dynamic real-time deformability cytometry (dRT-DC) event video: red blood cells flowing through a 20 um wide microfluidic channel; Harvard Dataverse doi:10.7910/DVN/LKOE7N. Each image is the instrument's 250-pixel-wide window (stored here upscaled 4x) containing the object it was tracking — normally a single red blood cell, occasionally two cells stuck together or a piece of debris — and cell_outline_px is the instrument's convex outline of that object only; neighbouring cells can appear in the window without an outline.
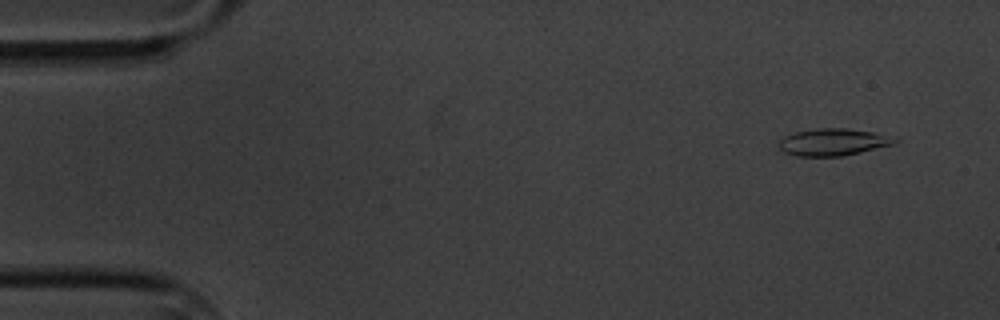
{"species": "common noctule bat (a hibernating species)", "species_latin": "Nyctalus noctula", "temperature_condition": "cold", "stored_images_in_passage": 7, "camera_frame_rate_fps": 3000, "um_per_image_px": 0.085, "animal": {"sex": "male", "body_mass_g": 20.1, "forearm_length_mm": 53.5}, "frame": {"image": 1, "passage_image": 2, "time_ms": 1.0, "image_size_px": [1000, 320], "cell_outline_px": [[900, 140], [896, 144], [860, 152], [840, 156], [796, 156], [784, 152], [780, 148], [780, 140], [784, 136], [796, 132], [816, 128], [848, 128], [872, 132]], "centroid_in_image_um": [70.81, 12.08], "position_along_channel_um": 14.2, "area_um2": 18.09}}
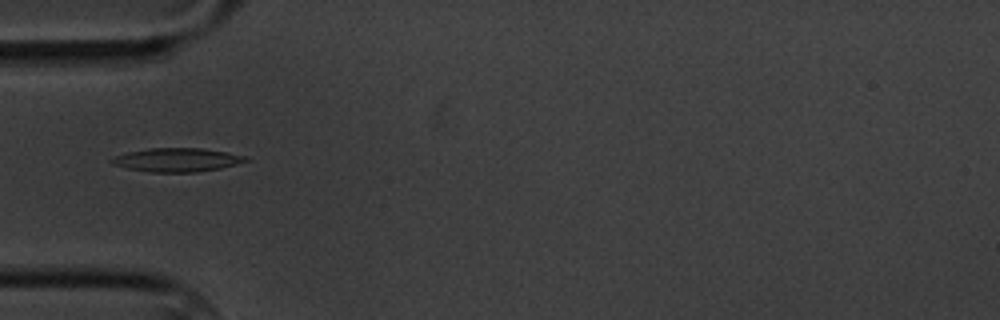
{"frame": {"image": 2, "passage_image": 6, "time_ms": 5.667, "image_size_px": [1000, 320], "cell_outline_px": [[252, 160], [220, 168], [196, 172], [152, 172], [128, 168], [112, 164], [108, 160], [116, 156], [128, 152], [148, 148], [200, 148], [248, 156]], "centroid_in_image_um": [15.06, 13.59], "position_along_channel_um": 69.9, "area_um2": 18.38}}
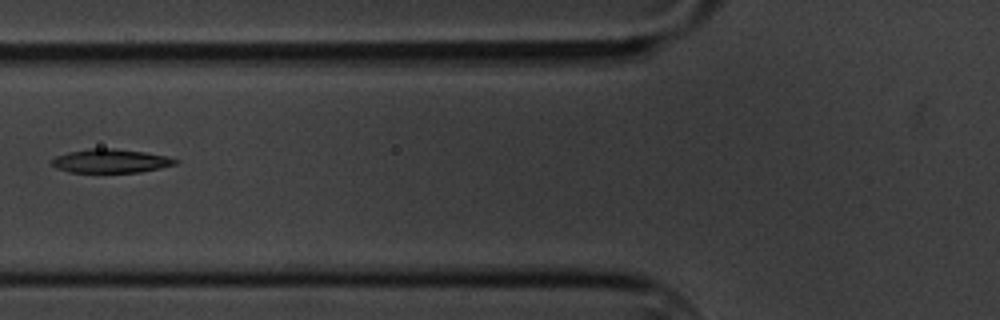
{"frame": {"image": 3, "passage_image": 7, "time_ms": 7.0, "image_size_px": [1000, 320], "cell_outline_px": [[180, 160], [176, 164], [160, 168], [140, 172], [68, 172], [56, 168], [52, 164], [52, 160], [56, 156], [68, 152], [88, 148], [116, 148], [144, 152], [168, 156]], "centroid_in_image_um": [9.43, 13.67], "position_along_channel_um": 116.4, "area_um2": 17.17}}